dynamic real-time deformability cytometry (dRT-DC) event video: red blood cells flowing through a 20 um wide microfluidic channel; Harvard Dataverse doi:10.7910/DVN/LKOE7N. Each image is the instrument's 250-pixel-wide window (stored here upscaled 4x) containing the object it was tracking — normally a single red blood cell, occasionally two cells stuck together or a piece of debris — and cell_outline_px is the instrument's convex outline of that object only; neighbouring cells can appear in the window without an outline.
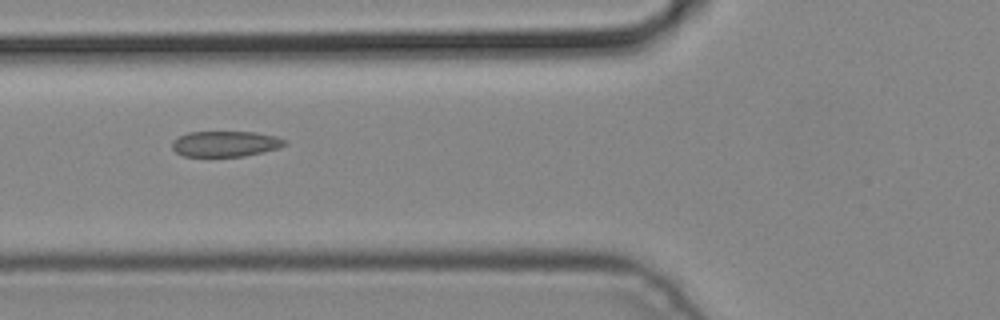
{"species": "common noctule bat (a hibernating species)", "species_latin": "Nyctalus noctula", "temperature_condition": "cold", "stored_images_in_passage": 7, "camera_frame_rate_fps": 3000, "um_per_image_px": 0.085, "animal": {"sex": "male", "body_mass_g": 19.2, "forearm_length_mm": 51.8}, "frame": {"image": 1, "passage_image": 6, "time_ms": 1.667, "image_size_px": [1000, 320], "cell_outline_px": [[288, 144], [280, 148], [264, 152], [244, 156], [184, 156], [176, 152], [172, 148], [172, 140], [188, 132], [256, 132], [276, 136], [284, 140]], "centroid_in_image_um": [19.18, 12.22], "position_along_channel_um": 106.6, "area_um2": 16.88}}
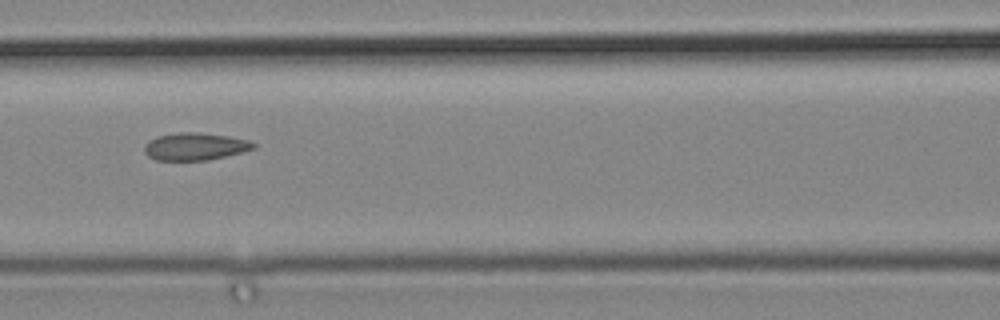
{"frame": {"image": 2, "passage_image": 7, "time_ms": 2.0, "image_size_px": [1000, 320], "cell_outline_px": [[256, 148], [208, 160], [156, 160], [148, 156], [144, 152], [144, 144], [148, 140], [156, 136], [180, 132], [196, 132], [228, 136], [248, 140], [256, 144]], "centroid_in_image_um": [16.53, 12.44], "position_along_channel_um": 150.1, "area_um2": 17.4}}